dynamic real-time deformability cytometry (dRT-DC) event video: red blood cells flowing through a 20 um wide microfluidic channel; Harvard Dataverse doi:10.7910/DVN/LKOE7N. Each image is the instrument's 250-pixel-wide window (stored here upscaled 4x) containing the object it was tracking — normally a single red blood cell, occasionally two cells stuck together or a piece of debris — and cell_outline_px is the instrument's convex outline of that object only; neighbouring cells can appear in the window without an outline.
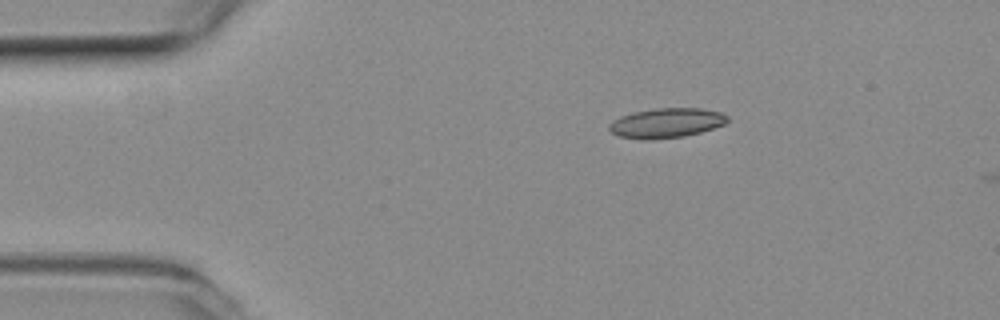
{"species": "common noctule bat (a hibernating species)", "species_latin": "Nyctalus noctula", "temperature_condition": "room temperature", "stored_images_in_passage": 2, "camera_frame_rate_fps": 3000, "um_per_image_px": 0.085, "animal": {"sex": "female", "body_mass_g": 19.3, "forearm_length_mm": 54.1}, "frame": {"image": 1, "passage_image": 1, "time_ms": 0.0, "image_size_px": [1000, 320], "cell_outline_px": [[728, 120], [724, 124], [700, 132], [684, 136], [652, 140], [640, 140], [616, 136], [608, 128], [608, 124], [620, 116], [632, 112], [656, 108], [700, 108], [720, 112], [728, 116]], "centroid_in_image_um": [56.59, 10.46], "position_along_channel_um": 28.4, "area_um2": 20.63}}